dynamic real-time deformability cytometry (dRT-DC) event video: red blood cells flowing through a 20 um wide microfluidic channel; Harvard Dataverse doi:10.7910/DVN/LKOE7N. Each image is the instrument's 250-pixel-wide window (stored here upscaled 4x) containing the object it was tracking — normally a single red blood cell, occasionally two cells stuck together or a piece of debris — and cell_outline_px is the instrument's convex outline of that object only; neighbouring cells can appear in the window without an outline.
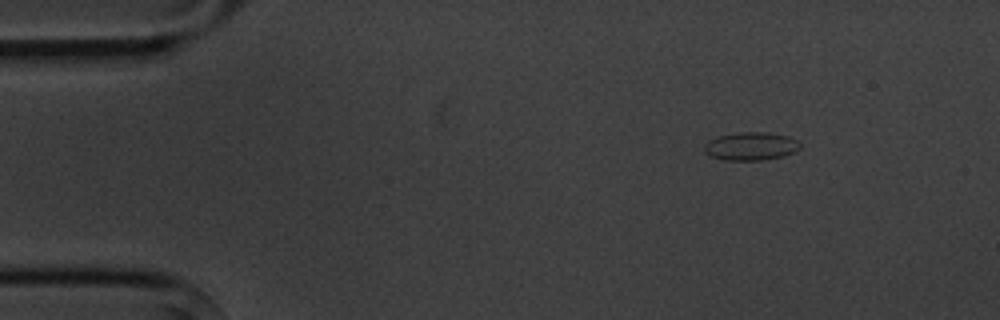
{"species": "common noctule bat (a hibernating species)", "species_latin": "Nyctalus noctula", "temperature_condition": "cold", "stored_images_in_passage": 7, "camera_frame_rate_fps": 3000, "um_per_image_px": 0.085, "animal": {"sex": "male", "body_mass_g": 20.1, "forearm_length_mm": 53.5}, "frame": {"image": 1, "passage_image": 1, "time_ms": 0.0, "image_size_px": [1000, 320], "cell_outline_px": [[800, 148], [784, 156], [760, 160], [724, 160], [712, 156], [704, 152], [704, 144], [708, 140], [720, 136], [744, 132], [764, 132], [788, 136], [796, 140], [800, 144]], "centroid_in_image_um": [63.81, 12.43], "position_along_channel_um": 21.2, "area_um2": 15.49}}
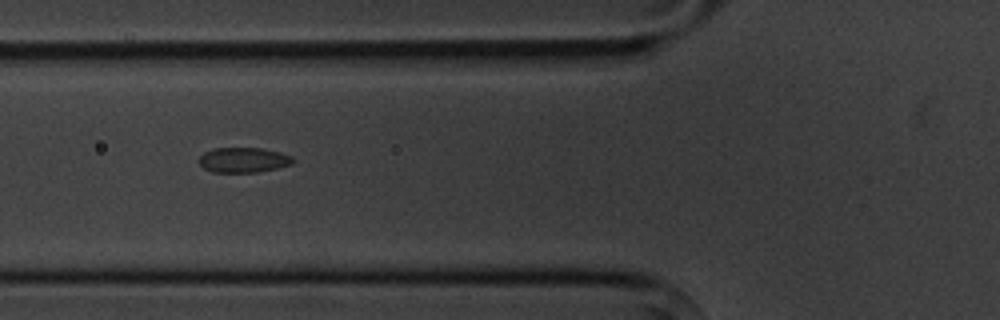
{"frame": {"image": 2, "passage_image": 5, "time_ms": 4.333, "image_size_px": [1000, 320], "cell_outline_px": [[292, 164], [276, 168], [256, 172], [212, 172], [204, 168], [196, 160], [204, 152], [212, 148], [260, 148], [280, 152], [292, 156]], "centroid_in_image_um": [20.64, 13.59], "position_along_channel_um": 105.2, "area_um2": 13.7}}
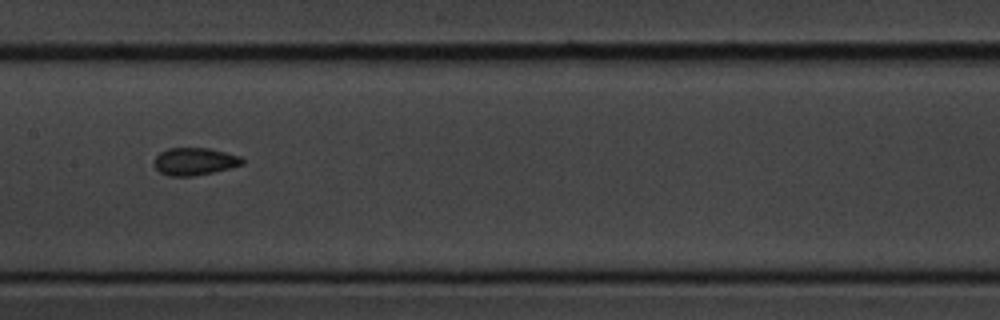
{"frame": {"image": 3, "passage_image": 7, "time_ms": 6.667, "image_size_px": [1000, 320], "cell_outline_px": [[244, 164], [212, 172], [192, 176], [168, 176], [160, 172], [152, 164], [152, 160], [160, 152], [168, 148], [208, 148], [240, 156], [244, 160]], "centroid_in_image_um": [16.49, 13.72], "position_along_channel_um": 190.9, "area_um2": 14.1}}